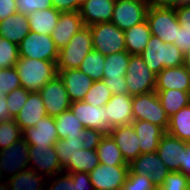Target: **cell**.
Returning <instances> with one entry per match:
<instances>
[{
  "instance_id": "obj_1",
  "label": "cell",
  "mask_w": 190,
  "mask_h": 190,
  "mask_svg": "<svg viewBox=\"0 0 190 190\" xmlns=\"http://www.w3.org/2000/svg\"><path fill=\"white\" fill-rule=\"evenodd\" d=\"M63 171L54 145H22L19 159L0 178V187L36 186L43 179Z\"/></svg>"
},
{
  "instance_id": "obj_2",
  "label": "cell",
  "mask_w": 190,
  "mask_h": 190,
  "mask_svg": "<svg viewBox=\"0 0 190 190\" xmlns=\"http://www.w3.org/2000/svg\"><path fill=\"white\" fill-rule=\"evenodd\" d=\"M146 66L156 75L163 68L184 65V53L175 44H166L159 37L151 35L146 48L140 54Z\"/></svg>"
},
{
  "instance_id": "obj_3",
  "label": "cell",
  "mask_w": 190,
  "mask_h": 190,
  "mask_svg": "<svg viewBox=\"0 0 190 190\" xmlns=\"http://www.w3.org/2000/svg\"><path fill=\"white\" fill-rule=\"evenodd\" d=\"M15 68L21 86L29 92H39L57 75L56 64L53 61L19 57Z\"/></svg>"
},
{
  "instance_id": "obj_4",
  "label": "cell",
  "mask_w": 190,
  "mask_h": 190,
  "mask_svg": "<svg viewBox=\"0 0 190 190\" xmlns=\"http://www.w3.org/2000/svg\"><path fill=\"white\" fill-rule=\"evenodd\" d=\"M22 131L12 120L0 122V178L15 164L22 151Z\"/></svg>"
},
{
  "instance_id": "obj_5",
  "label": "cell",
  "mask_w": 190,
  "mask_h": 190,
  "mask_svg": "<svg viewBox=\"0 0 190 190\" xmlns=\"http://www.w3.org/2000/svg\"><path fill=\"white\" fill-rule=\"evenodd\" d=\"M92 50V34L90 28L85 26L59 50L56 69H78L83 59Z\"/></svg>"
},
{
  "instance_id": "obj_6",
  "label": "cell",
  "mask_w": 190,
  "mask_h": 190,
  "mask_svg": "<svg viewBox=\"0 0 190 190\" xmlns=\"http://www.w3.org/2000/svg\"><path fill=\"white\" fill-rule=\"evenodd\" d=\"M146 20L150 27L151 35L159 37L166 44H174L177 39L178 22L174 7H152L147 11Z\"/></svg>"
},
{
  "instance_id": "obj_7",
  "label": "cell",
  "mask_w": 190,
  "mask_h": 190,
  "mask_svg": "<svg viewBox=\"0 0 190 190\" xmlns=\"http://www.w3.org/2000/svg\"><path fill=\"white\" fill-rule=\"evenodd\" d=\"M132 113L134 120H145L167 131L169 116L162 107L155 90L132 96Z\"/></svg>"
},
{
  "instance_id": "obj_8",
  "label": "cell",
  "mask_w": 190,
  "mask_h": 190,
  "mask_svg": "<svg viewBox=\"0 0 190 190\" xmlns=\"http://www.w3.org/2000/svg\"><path fill=\"white\" fill-rule=\"evenodd\" d=\"M92 34L93 50L104 56L126 50L124 31L112 22L88 26Z\"/></svg>"
},
{
  "instance_id": "obj_9",
  "label": "cell",
  "mask_w": 190,
  "mask_h": 190,
  "mask_svg": "<svg viewBox=\"0 0 190 190\" xmlns=\"http://www.w3.org/2000/svg\"><path fill=\"white\" fill-rule=\"evenodd\" d=\"M126 85L131 96L146 94L155 90L156 74L144 63L140 55H131L126 69Z\"/></svg>"
},
{
  "instance_id": "obj_10",
  "label": "cell",
  "mask_w": 190,
  "mask_h": 190,
  "mask_svg": "<svg viewBox=\"0 0 190 190\" xmlns=\"http://www.w3.org/2000/svg\"><path fill=\"white\" fill-rule=\"evenodd\" d=\"M130 56L126 50L105 56L103 82L113 95L128 94L125 75Z\"/></svg>"
},
{
  "instance_id": "obj_11",
  "label": "cell",
  "mask_w": 190,
  "mask_h": 190,
  "mask_svg": "<svg viewBox=\"0 0 190 190\" xmlns=\"http://www.w3.org/2000/svg\"><path fill=\"white\" fill-rule=\"evenodd\" d=\"M19 57L53 61L58 60L59 50L50 35L29 32L18 44Z\"/></svg>"
},
{
  "instance_id": "obj_12",
  "label": "cell",
  "mask_w": 190,
  "mask_h": 190,
  "mask_svg": "<svg viewBox=\"0 0 190 190\" xmlns=\"http://www.w3.org/2000/svg\"><path fill=\"white\" fill-rule=\"evenodd\" d=\"M39 93L42 96L47 115L55 117L70 109L71 100L58 75L44 85Z\"/></svg>"
},
{
  "instance_id": "obj_13",
  "label": "cell",
  "mask_w": 190,
  "mask_h": 190,
  "mask_svg": "<svg viewBox=\"0 0 190 190\" xmlns=\"http://www.w3.org/2000/svg\"><path fill=\"white\" fill-rule=\"evenodd\" d=\"M128 165V173L150 176L157 190L163 186L165 177L170 172L156 152L140 154Z\"/></svg>"
},
{
  "instance_id": "obj_14",
  "label": "cell",
  "mask_w": 190,
  "mask_h": 190,
  "mask_svg": "<svg viewBox=\"0 0 190 190\" xmlns=\"http://www.w3.org/2000/svg\"><path fill=\"white\" fill-rule=\"evenodd\" d=\"M129 172V165L98 164L90 173V181L95 190H120Z\"/></svg>"
},
{
  "instance_id": "obj_15",
  "label": "cell",
  "mask_w": 190,
  "mask_h": 190,
  "mask_svg": "<svg viewBox=\"0 0 190 190\" xmlns=\"http://www.w3.org/2000/svg\"><path fill=\"white\" fill-rule=\"evenodd\" d=\"M148 8L146 4L131 0H116L110 22L119 29L126 31L146 20Z\"/></svg>"
},
{
  "instance_id": "obj_16",
  "label": "cell",
  "mask_w": 190,
  "mask_h": 190,
  "mask_svg": "<svg viewBox=\"0 0 190 190\" xmlns=\"http://www.w3.org/2000/svg\"><path fill=\"white\" fill-rule=\"evenodd\" d=\"M70 110L78 118L84 128H91L109 134L110 123L104 106L96 107L85 101L71 102Z\"/></svg>"
},
{
  "instance_id": "obj_17",
  "label": "cell",
  "mask_w": 190,
  "mask_h": 190,
  "mask_svg": "<svg viewBox=\"0 0 190 190\" xmlns=\"http://www.w3.org/2000/svg\"><path fill=\"white\" fill-rule=\"evenodd\" d=\"M58 140L55 119L49 115L39 119L34 127L22 131L23 145L46 147V145H55Z\"/></svg>"
},
{
  "instance_id": "obj_18",
  "label": "cell",
  "mask_w": 190,
  "mask_h": 190,
  "mask_svg": "<svg viewBox=\"0 0 190 190\" xmlns=\"http://www.w3.org/2000/svg\"><path fill=\"white\" fill-rule=\"evenodd\" d=\"M188 142L165 133L160 139L156 153L170 172H180V165Z\"/></svg>"
},
{
  "instance_id": "obj_19",
  "label": "cell",
  "mask_w": 190,
  "mask_h": 190,
  "mask_svg": "<svg viewBox=\"0 0 190 190\" xmlns=\"http://www.w3.org/2000/svg\"><path fill=\"white\" fill-rule=\"evenodd\" d=\"M57 75L63 81L71 102L81 101L94 81L78 69H57Z\"/></svg>"
},
{
  "instance_id": "obj_20",
  "label": "cell",
  "mask_w": 190,
  "mask_h": 190,
  "mask_svg": "<svg viewBox=\"0 0 190 190\" xmlns=\"http://www.w3.org/2000/svg\"><path fill=\"white\" fill-rule=\"evenodd\" d=\"M84 26L78 11L60 13L58 22L50 35L58 50L66 46L73 35L78 33Z\"/></svg>"
},
{
  "instance_id": "obj_21",
  "label": "cell",
  "mask_w": 190,
  "mask_h": 190,
  "mask_svg": "<svg viewBox=\"0 0 190 190\" xmlns=\"http://www.w3.org/2000/svg\"><path fill=\"white\" fill-rule=\"evenodd\" d=\"M109 135L115 141V144L120 149L123 158L128 164L141 154L139 139L132 123L113 127L109 131Z\"/></svg>"
},
{
  "instance_id": "obj_22",
  "label": "cell",
  "mask_w": 190,
  "mask_h": 190,
  "mask_svg": "<svg viewBox=\"0 0 190 190\" xmlns=\"http://www.w3.org/2000/svg\"><path fill=\"white\" fill-rule=\"evenodd\" d=\"M106 117L110 123V130L113 127L132 123V96L129 94L112 95L104 105Z\"/></svg>"
},
{
  "instance_id": "obj_23",
  "label": "cell",
  "mask_w": 190,
  "mask_h": 190,
  "mask_svg": "<svg viewBox=\"0 0 190 190\" xmlns=\"http://www.w3.org/2000/svg\"><path fill=\"white\" fill-rule=\"evenodd\" d=\"M116 0H83L79 14L84 26L110 22Z\"/></svg>"
},
{
  "instance_id": "obj_24",
  "label": "cell",
  "mask_w": 190,
  "mask_h": 190,
  "mask_svg": "<svg viewBox=\"0 0 190 190\" xmlns=\"http://www.w3.org/2000/svg\"><path fill=\"white\" fill-rule=\"evenodd\" d=\"M177 89L190 93V71L184 66L163 68L156 75L155 91Z\"/></svg>"
},
{
  "instance_id": "obj_25",
  "label": "cell",
  "mask_w": 190,
  "mask_h": 190,
  "mask_svg": "<svg viewBox=\"0 0 190 190\" xmlns=\"http://www.w3.org/2000/svg\"><path fill=\"white\" fill-rule=\"evenodd\" d=\"M46 115L41 94L39 92H29L27 102L23 105L14 120L20 127V130L23 131L34 127L36 122Z\"/></svg>"
},
{
  "instance_id": "obj_26",
  "label": "cell",
  "mask_w": 190,
  "mask_h": 190,
  "mask_svg": "<svg viewBox=\"0 0 190 190\" xmlns=\"http://www.w3.org/2000/svg\"><path fill=\"white\" fill-rule=\"evenodd\" d=\"M132 126L139 139L140 153L156 152L160 139L166 132L161 127L145 120H134Z\"/></svg>"
},
{
  "instance_id": "obj_27",
  "label": "cell",
  "mask_w": 190,
  "mask_h": 190,
  "mask_svg": "<svg viewBox=\"0 0 190 190\" xmlns=\"http://www.w3.org/2000/svg\"><path fill=\"white\" fill-rule=\"evenodd\" d=\"M30 32L28 16L16 12L0 21V37L19 44Z\"/></svg>"
},
{
  "instance_id": "obj_28",
  "label": "cell",
  "mask_w": 190,
  "mask_h": 190,
  "mask_svg": "<svg viewBox=\"0 0 190 190\" xmlns=\"http://www.w3.org/2000/svg\"><path fill=\"white\" fill-rule=\"evenodd\" d=\"M60 13L54 7L35 11L28 16L31 32L51 35L60 17Z\"/></svg>"
},
{
  "instance_id": "obj_29",
  "label": "cell",
  "mask_w": 190,
  "mask_h": 190,
  "mask_svg": "<svg viewBox=\"0 0 190 190\" xmlns=\"http://www.w3.org/2000/svg\"><path fill=\"white\" fill-rule=\"evenodd\" d=\"M126 51L130 55H140L151 37L147 20L124 31Z\"/></svg>"
},
{
  "instance_id": "obj_30",
  "label": "cell",
  "mask_w": 190,
  "mask_h": 190,
  "mask_svg": "<svg viewBox=\"0 0 190 190\" xmlns=\"http://www.w3.org/2000/svg\"><path fill=\"white\" fill-rule=\"evenodd\" d=\"M161 105L169 117L190 104V93L177 89L156 91Z\"/></svg>"
},
{
  "instance_id": "obj_31",
  "label": "cell",
  "mask_w": 190,
  "mask_h": 190,
  "mask_svg": "<svg viewBox=\"0 0 190 190\" xmlns=\"http://www.w3.org/2000/svg\"><path fill=\"white\" fill-rule=\"evenodd\" d=\"M99 162L102 165H128L115 141L109 134H105L97 146Z\"/></svg>"
},
{
  "instance_id": "obj_32",
  "label": "cell",
  "mask_w": 190,
  "mask_h": 190,
  "mask_svg": "<svg viewBox=\"0 0 190 190\" xmlns=\"http://www.w3.org/2000/svg\"><path fill=\"white\" fill-rule=\"evenodd\" d=\"M166 133L185 142H190V104L169 117Z\"/></svg>"
},
{
  "instance_id": "obj_33",
  "label": "cell",
  "mask_w": 190,
  "mask_h": 190,
  "mask_svg": "<svg viewBox=\"0 0 190 190\" xmlns=\"http://www.w3.org/2000/svg\"><path fill=\"white\" fill-rule=\"evenodd\" d=\"M96 150L80 149L76 150L73 160L69 161L68 166L64 169L66 173L85 172L90 173L99 164Z\"/></svg>"
},
{
  "instance_id": "obj_34",
  "label": "cell",
  "mask_w": 190,
  "mask_h": 190,
  "mask_svg": "<svg viewBox=\"0 0 190 190\" xmlns=\"http://www.w3.org/2000/svg\"><path fill=\"white\" fill-rule=\"evenodd\" d=\"M54 119L59 140L65 138H76L84 128L70 109L64 111L58 116H55Z\"/></svg>"
},
{
  "instance_id": "obj_35",
  "label": "cell",
  "mask_w": 190,
  "mask_h": 190,
  "mask_svg": "<svg viewBox=\"0 0 190 190\" xmlns=\"http://www.w3.org/2000/svg\"><path fill=\"white\" fill-rule=\"evenodd\" d=\"M84 143L82 139V130L80 135L76 138H65L60 139L56 142L55 152L58 156L60 165L63 169H65L70 160H73V156L76 153V150H80L83 148L82 144Z\"/></svg>"
},
{
  "instance_id": "obj_36",
  "label": "cell",
  "mask_w": 190,
  "mask_h": 190,
  "mask_svg": "<svg viewBox=\"0 0 190 190\" xmlns=\"http://www.w3.org/2000/svg\"><path fill=\"white\" fill-rule=\"evenodd\" d=\"M105 56L98 51H90L83 59L79 70L93 81L103 80Z\"/></svg>"
},
{
  "instance_id": "obj_37",
  "label": "cell",
  "mask_w": 190,
  "mask_h": 190,
  "mask_svg": "<svg viewBox=\"0 0 190 190\" xmlns=\"http://www.w3.org/2000/svg\"><path fill=\"white\" fill-rule=\"evenodd\" d=\"M112 91L103 80L94 81L91 88L86 93L83 101L93 106H104L111 98Z\"/></svg>"
},
{
  "instance_id": "obj_38",
  "label": "cell",
  "mask_w": 190,
  "mask_h": 190,
  "mask_svg": "<svg viewBox=\"0 0 190 190\" xmlns=\"http://www.w3.org/2000/svg\"><path fill=\"white\" fill-rule=\"evenodd\" d=\"M36 187L39 190H76L70 173L64 171L43 179Z\"/></svg>"
},
{
  "instance_id": "obj_39",
  "label": "cell",
  "mask_w": 190,
  "mask_h": 190,
  "mask_svg": "<svg viewBox=\"0 0 190 190\" xmlns=\"http://www.w3.org/2000/svg\"><path fill=\"white\" fill-rule=\"evenodd\" d=\"M19 60L18 44L0 37V68L15 67Z\"/></svg>"
},
{
  "instance_id": "obj_40",
  "label": "cell",
  "mask_w": 190,
  "mask_h": 190,
  "mask_svg": "<svg viewBox=\"0 0 190 190\" xmlns=\"http://www.w3.org/2000/svg\"><path fill=\"white\" fill-rule=\"evenodd\" d=\"M29 91L25 90L22 86L14 89L6 95L8 110L11 117L14 119L23 105L28 100Z\"/></svg>"
},
{
  "instance_id": "obj_41",
  "label": "cell",
  "mask_w": 190,
  "mask_h": 190,
  "mask_svg": "<svg viewBox=\"0 0 190 190\" xmlns=\"http://www.w3.org/2000/svg\"><path fill=\"white\" fill-rule=\"evenodd\" d=\"M19 87L21 83L16 68H0V94H8Z\"/></svg>"
},
{
  "instance_id": "obj_42",
  "label": "cell",
  "mask_w": 190,
  "mask_h": 190,
  "mask_svg": "<svg viewBox=\"0 0 190 190\" xmlns=\"http://www.w3.org/2000/svg\"><path fill=\"white\" fill-rule=\"evenodd\" d=\"M120 190H157L150 176L128 173L125 183Z\"/></svg>"
},
{
  "instance_id": "obj_43",
  "label": "cell",
  "mask_w": 190,
  "mask_h": 190,
  "mask_svg": "<svg viewBox=\"0 0 190 190\" xmlns=\"http://www.w3.org/2000/svg\"><path fill=\"white\" fill-rule=\"evenodd\" d=\"M190 179L181 172H169L158 190H189Z\"/></svg>"
},
{
  "instance_id": "obj_44",
  "label": "cell",
  "mask_w": 190,
  "mask_h": 190,
  "mask_svg": "<svg viewBox=\"0 0 190 190\" xmlns=\"http://www.w3.org/2000/svg\"><path fill=\"white\" fill-rule=\"evenodd\" d=\"M17 12L29 15L35 11L52 8V0H15Z\"/></svg>"
},
{
  "instance_id": "obj_45",
  "label": "cell",
  "mask_w": 190,
  "mask_h": 190,
  "mask_svg": "<svg viewBox=\"0 0 190 190\" xmlns=\"http://www.w3.org/2000/svg\"><path fill=\"white\" fill-rule=\"evenodd\" d=\"M105 133L89 128L82 129V139L84 143L82 144L84 149L96 150L97 146L101 142Z\"/></svg>"
},
{
  "instance_id": "obj_46",
  "label": "cell",
  "mask_w": 190,
  "mask_h": 190,
  "mask_svg": "<svg viewBox=\"0 0 190 190\" xmlns=\"http://www.w3.org/2000/svg\"><path fill=\"white\" fill-rule=\"evenodd\" d=\"M175 13L180 26L190 31V2H181L175 6Z\"/></svg>"
},
{
  "instance_id": "obj_47",
  "label": "cell",
  "mask_w": 190,
  "mask_h": 190,
  "mask_svg": "<svg viewBox=\"0 0 190 190\" xmlns=\"http://www.w3.org/2000/svg\"><path fill=\"white\" fill-rule=\"evenodd\" d=\"M83 0H52L53 7L61 13L79 11Z\"/></svg>"
},
{
  "instance_id": "obj_48",
  "label": "cell",
  "mask_w": 190,
  "mask_h": 190,
  "mask_svg": "<svg viewBox=\"0 0 190 190\" xmlns=\"http://www.w3.org/2000/svg\"><path fill=\"white\" fill-rule=\"evenodd\" d=\"M70 175L73 179L76 190H95L90 181L89 173L76 172L70 173Z\"/></svg>"
},
{
  "instance_id": "obj_49",
  "label": "cell",
  "mask_w": 190,
  "mask_h": 190,
  "mask_svg": "<svg viewBox=\"0 0 190 190\" xmlns=\"http://www.w3.org/2000/svg\"><path fill=\"white\" fill-rule=\"evenodd\" d=\"M174 44L183 51V53H186L190 48V31L184 30V28L180 26L178 29L177 39L174 41Z\"/></svg>"
},
{
  "instance_id": "obj_50",
  "label": "cell",
  "mask_w": 190,
  "mask_h": 190,
  "mask_svg": "<svg viewBox=\"0 0 190 190\" xmlns=\"http://www.w3.org/2000/svg\"><path fill=\"white\" fill-rule=\"evenodd\" d=\"M17 12L15 0H0V21Z\"/></svg>"
},
{
  "instance_id": "obj_51",
  "label": "cell",
  "mask_w": 190,
  "mask_h": 190,
  "mask_svg": "<svg viewBox=\"0 0 190 190\" xmlns=\"http://www.w3.org/2000/svg\"><path fill=\"white\" fill-rule=\"evenodd\" d=\"M6 95L0 94V122L13 119L8 110Z\"/></svg>"
},
{
  "instance_id": "obj_52",
  "label": "cell",
  "mask_w": 190,
  "mask_h": 190,
  "mask_svg": "<svg viewBox=\"0 0 190 190\" xmlns=\"http://www.w3.org/2000/svg\"><path fill=\"white\" fill-rule=\"evenodd\" d=\"M180 172L185 174L190 179V144L186 146V152H184V158L180 165Z\"/></svg>"
},
{
  "instance_id": "obj_53",
  "label": "cell",
  "mask_w": 190,
  "mask_h": 190,
  "mask_svg": "<svg viewBox=\"0 0 190 190\" xmlns=\"http://www.w3.org/2000/svg\"><path fill=\"white\" fill-rule=\"evenodd\" d=\"M182 0H150V6L152 7H174L180 4Z\"/></svg>"
},
{
  "instance_id": "obj_54",
  "label": "cell",
  "mask_w": 190,
  "mask_h": 190,
  "mask_svg": "<svg viewBox=\"0 0 190 190\" xmlns=\"http://www.w3.org/2000/svg\"><path fill=\"white\" fill-rule=\"evenodd\" d=\"M0 190H39L36 186L28 187H0Z\"/></svg>"
},
{
  "instance_id": "obj_55",
  "label": "cell",
  "mask_w": 190,
  "mask_h": 190,
  "mask_svg": "<svg viewBox=\"0 0 190 190\" xmlns=\"http://www.w3.org/2000/svg\"><path fill=\"white\" fill-rule=\"evenodd\" d=\"M184 66L190 71V48L184 53Z\"/></svg>"
},
{
  "instance_id": "obj_56",
  "label": "cell",
  "mask_w": 190,
  "mask_h": 190,
  "mask_svg": "<svg viewBox=\"0 0 190 190\" xmlns=\"http://www.w3.org/2000/svg\"><path fill=\"white\" fill-rule=\"evenodd\" d=\"M133 2H137L140 4H146L148 7H150V0H131Z\"/></svg>"
},
{
  "instance_id": "obj_57",
  "label": "cell",
  "mask_w": 190,
  "mask_h": 190,
  "mask_svg": "<svg viewBox=\"0 0 190 190\" xmlns=\"http://www.w3.org/2000/svg\"><path fill=\"white\" fill-rule=\"evenodd\" d=\"M182 2H190V0H182Z\"/></svg>"
}]
</instances>
